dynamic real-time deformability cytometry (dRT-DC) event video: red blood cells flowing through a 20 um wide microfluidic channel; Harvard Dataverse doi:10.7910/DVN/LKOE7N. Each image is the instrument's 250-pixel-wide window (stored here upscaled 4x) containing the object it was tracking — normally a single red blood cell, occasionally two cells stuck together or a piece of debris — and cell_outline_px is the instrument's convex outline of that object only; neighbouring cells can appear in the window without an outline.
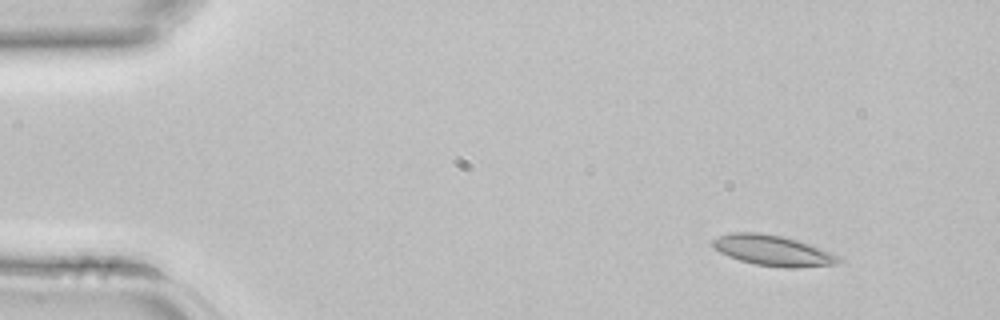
{"species": "common noctule bat (a hibernating species)", "species_latin": "Nyctalus noctula", "temperature_condition": "room temperature", "stored_images_in_passage": 3, "camera_frame_rate_fps": 3000, "um_per_image_px": 0.085, "animal": {"sex": "female", "body_mass_g": 22.7, "forearm_length_mm": 54.2}, "frame": {"image": 1, "passage_image": 1, "time_ms": 0.0, "image_size_px": [1000, 320], "cell_outline_px": [[844, 260], [836, 264], [796, 268], [784, 268], [756, 264], [740, 260], [728, 256], [712, 248], [712, 240], [720, 236], [732, 232], [760, 232], [784, 236], [820, 248], [840, 256]], "centroid_in_image_um": [65.7, 21.29], "position_along_channel_um": 19.3, "area_um2": 22.48}}
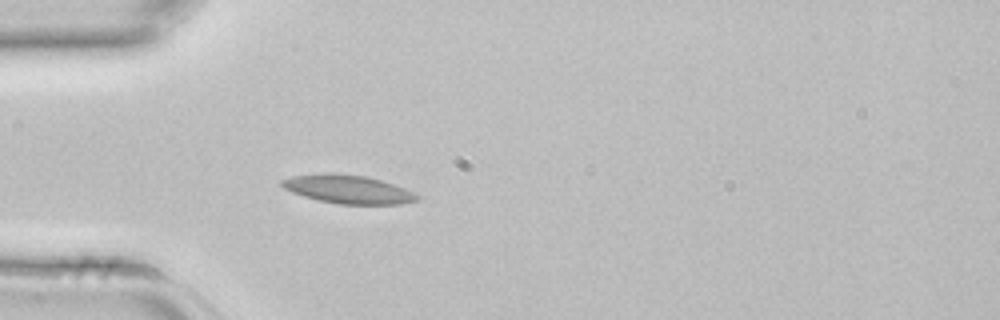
{"frame": {"image": 2, "passage_image": 3, "time_ms": 0.667, "image_size_px": [1000, 320], "cell_outline_px": [[420, 200], [400, 204], [340, 204], [320, 200], [304, 196], [292, 192], [284, 188], [280, 184], [280, 180], [292, 176], [368, 176], [404, 188], [420, 196]], "centroid_in_image_um": [29.66, 16.14], "position_along_channel_um": 55.3, "area_um2": 21.27}}